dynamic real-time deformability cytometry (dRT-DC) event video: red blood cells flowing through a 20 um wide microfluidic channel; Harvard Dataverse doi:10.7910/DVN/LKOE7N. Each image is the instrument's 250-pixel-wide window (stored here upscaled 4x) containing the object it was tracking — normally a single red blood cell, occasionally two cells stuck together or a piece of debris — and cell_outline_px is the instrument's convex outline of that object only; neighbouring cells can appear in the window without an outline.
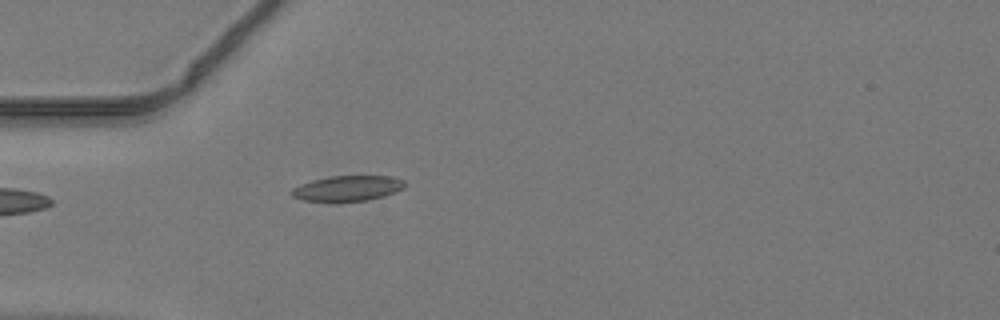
{"species": "common noctule bat (a hibernating species)", "species_latin": "Nyctalus noctula", "temperature_condition": "warm", "stored_images_in_passage": 29, "camera_frame_rate_fps": 3000, "um_per_image_px": 0.085, "animal": {"sex": "male", "body_mass_g": 19.2, "forearm_length_mm": 51.8}, "frame": {"image": 1, "passage_image": 1, "time_ms": 0.0, "image_size_px": [1000, 320], "cell_outline_px": [[408, 184], [404, 188], [396, 192], [384, 196], [368, 200], [336, 204], [304, 200], [292, 196], [288, 192], [292, 188], [300, 184], [312, 180], [328, 176], [392, 176], [404, 180]], "centroid_in_image_um": [29.53, 16.04], "position_along_channel_um": 55.5, "area_um2": 17.57}}
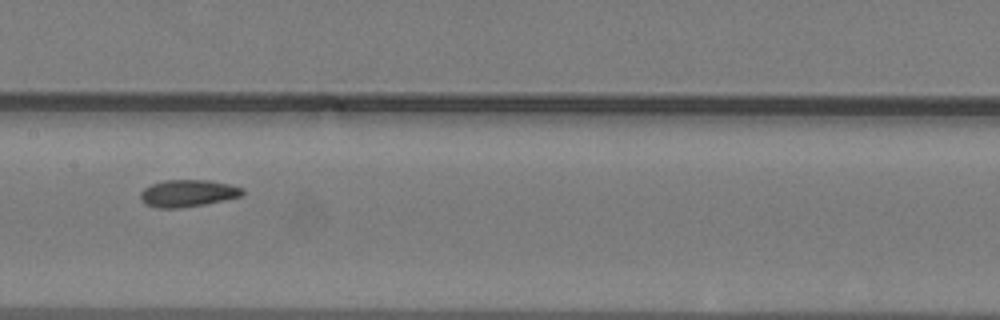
{"frame": {"image": 2, "passage_image": 11, "time_ms": 3.333, "image_size_px": [1000, 320], "cell_outline_px": [[244, 192], [240, 196], [224, 200], [204, 204], [180, 208], [156, 208], [144, 204], [140, 200], [140, 192], [144, 188], [152, 184], [164, 180], [212, 180], [244, 188]], "centroid_in_image_um": [15.93, 16.43], "position_along_channel_um": 191.5, "area_um2": 16.18}}
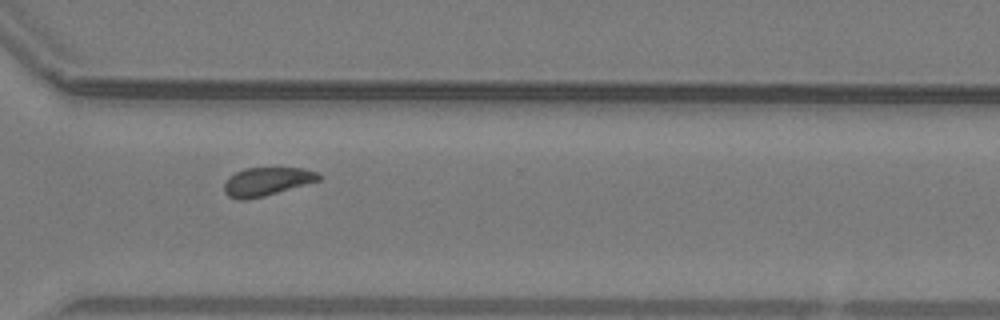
{"frame": {"image": 3, "passage_image": 22, "time_ms": 7.0, "image_size_px": [1000, 320], "cell_outline_px": [[320, 180], [264, 196], [244, 200], [240, 200], [228, 196], [224, 192], [224, 184], [236, 172], [244, 168], [304, 168], [316, 172], [320, 176]], "centroid_in_image_um": [22.67, 15.43], "position_along_channel_um": 347.9, "area_um2": 15.37}}